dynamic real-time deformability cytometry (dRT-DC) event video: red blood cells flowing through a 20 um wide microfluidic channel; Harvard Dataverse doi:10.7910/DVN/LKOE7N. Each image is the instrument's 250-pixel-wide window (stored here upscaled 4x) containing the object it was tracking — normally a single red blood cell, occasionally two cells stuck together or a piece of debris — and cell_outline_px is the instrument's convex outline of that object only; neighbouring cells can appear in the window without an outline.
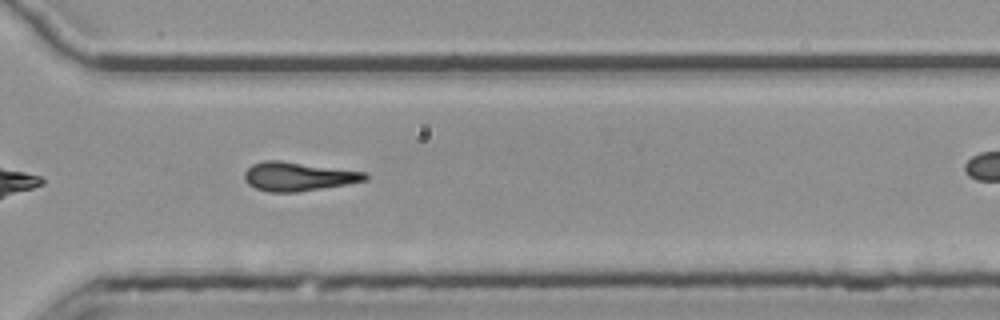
{"species": "common noctule bat (a hibernating species)", "species_latin": "Nyctalus noctula", "temperature_condition": "room temperature", "stored_images_in_passage": 28, "camera_frame_rate_fps": 3000, "um_per_image_px": 0.085, "animal": {"sex": "female", "body_mass_g": 25.1}, "frame": {"image": 1, "passage_image": 24, "time_ms": 7.667, "image_size_px": [1000, 320], "cell_outline_px": [[368, 180], [296, 192], [268, 192], [256, 188], [248, 184], [244, 180], [244, 172], [252, 164], [264, 160], [280, 160], [368, 172]], "centroid_in_image_um": [25.33, 14.99], "position_along_channel_um": 345.3, "area_um2": 20.29}}